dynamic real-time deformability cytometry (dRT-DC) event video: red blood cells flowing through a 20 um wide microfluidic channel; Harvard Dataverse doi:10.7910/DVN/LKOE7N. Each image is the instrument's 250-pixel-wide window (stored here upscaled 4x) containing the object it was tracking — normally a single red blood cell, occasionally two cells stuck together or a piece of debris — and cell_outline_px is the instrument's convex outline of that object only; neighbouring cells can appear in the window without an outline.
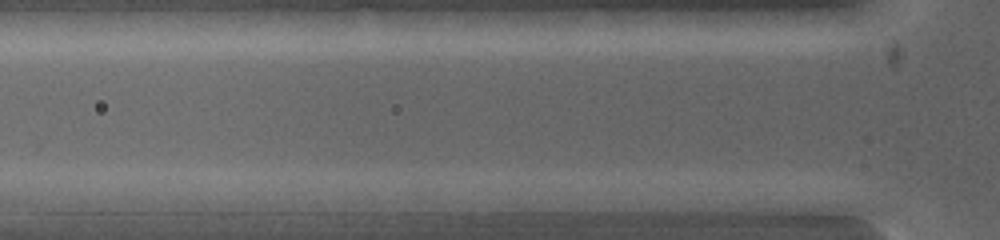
{"species": "common noctule bat (a hibernating species)", "species_latin": "Nyctalus noctula", "temperature_condition": "warm", "stored_images_in_passage": 5, "segment_of_instrument_passage": [2, 2], "camera_frame_rate_fps": 5000, "um_per_image_px": 0.085, "animal": {"sex": "female", "body_mass_g": 19.0, "forearm_length_mm": 53.3}, "frame": {"image": 1, "passage_image": 5, "time_ms": 1.0, "image_size_px": [1000, 240], "cell_outline_px": [[604, 200], [572, 212], [524, 216], [508, 212], [492, 200], [584, 192]], "centroid_in_image_um": [46.57, 17.33], "position_along_channel_um": 79.2, "area_um2": 11.79}}